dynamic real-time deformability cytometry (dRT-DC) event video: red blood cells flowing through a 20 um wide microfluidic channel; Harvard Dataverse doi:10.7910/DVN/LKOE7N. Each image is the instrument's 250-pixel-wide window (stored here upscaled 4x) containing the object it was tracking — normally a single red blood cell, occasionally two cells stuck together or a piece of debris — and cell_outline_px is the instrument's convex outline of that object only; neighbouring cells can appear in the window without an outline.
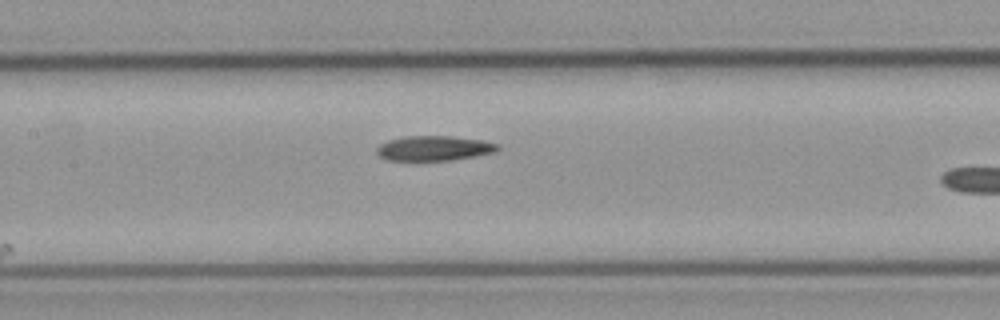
{"species": "common noctule bat (a hibernating species)", "species_latin": "Nyctalus noctula", "temperature_condition": "cold", "stored_images_in_passage": 9, "camera_frame_rate_fps": 3000, "um_per_image_px": 0.085, "animal": {"sex": "male", "body_mass_g": 23.1, "forearm_length_mm": 52.7}, "frame": {"image": 1, "passage_image": 9, "time_ms": 9.667, "image_size_px": [1000, 320], "cell_outline_px": [[500, 148], [496, 152], [476, 156], [452, 160], [388, 160], [380, 156], [376, 152], [376, 148], [380, 144], [388, 140], [404, 136], [452, 136], [484, 140], [500, 144]], "centroid_in_image_um": [36.94, 12.59], "position_along_channel_um": 170.5, "area_um2": 17.69}}